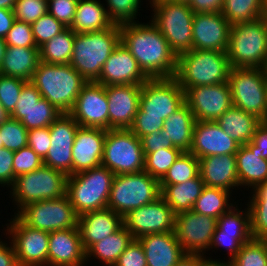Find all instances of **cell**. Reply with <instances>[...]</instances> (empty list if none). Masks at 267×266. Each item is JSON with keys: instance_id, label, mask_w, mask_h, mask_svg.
I'll list each match as a JSON object with an SVG mask.
<instances>
[{"instance_id": "26", "label": "cell", "mask_w": 267, "mask_h": 266, "mask_svg": "<svg viewBox=\"0 0 267 266\" xmlns=\"http://www.w3.org/2000/svg\"><path fill=\"white\" fill-rule=\"evenodd\" d=\"M85 261L78 226L49 232L48 266H83Z\"/></svg>"}, {"instance_id": "10", "label": "cell", "mask_w": 267, "mask_h": 266, "mask_svg": "<svg viewBox=\"0 0 267 266\" xmlns=\"http://www.w3.org/2000/svg\"><path fill=\"white\" fill-rule=\"evenodd\" d=\"M228 82L233 106L267 122V77L264 68H231Z\"/></svg>"}, {"instance_id": "12", "label": "cell", "mask_w": 267, "mask_h": 266, "mask_svg": "<svg viewBox=\"0 0 267 266\" xmlns=\"http://www.w3.org/2000/svg\"><path fill=\"white\" fill-rule=\"evenodd\" d=\"M15 215L26 225L53 232L77 227L78 215L67 194L62 197L29 203Z\"/></svg>"}, {"instance_id": "63", "label": "cell", "mask_w": 267, "mask_h": 266, "mask_svg": "<svg viewBox=\"0 0 267 266\" xmlns=\"http://www.w3.org/2000/svg\"><path fill=\"white\" fill-rule=\"evenodd\" d=\"M204 254H191L186 253L184 256L177 262L176 266H203L206 257Z\"/></svg>"}, {"instance_id": "68", "label": "cell", "mask_w": 267, "mask_h": 266, "mask_svg": "<svg viewBox=\"0 0 267 266\" xmlns=\"http://www.w3.org/2000/svg\"><path fill=\"white\" fill-rule=\"evenodd\" d=\"M262 19L264 22L267 24V0H264L263 3V14H262Z\"/></svg>"}, {"instance_id": "64", "label": "cell", "mask_w": 267, "mask_h": 266, "mask_svg": "<svg viewBox=\"0 0 267 266\" xmlns=\"http://www.w3.org/2000/svg\"><path fill=\"white\" fill-rule=\"evenodd\" d=\"M203 266H233V265L229 261H227V262L222 261L221 262L219 260L217 261V259L216 260L215 259L214 260L207 259Z\"/></svg>"}, {"instance_id": "1", "label": "cell", "mask_w": 267, "mask_h": 266, "mask_svg": "<svg viewBox=\"0 0 267 266\" xmlns=\"http://www.w3.org/2000/svg\"><path fill=\"white\" fill-rule=\"evenodd\" d=\"M119 27L121 43L149 79L175 77L178 57L151 22L125 23Z\"/></svg>"}, {"instance_id": "69", "label": "cell", "mask_w": 267, "mask_h": 266, "mask_svg": "<svg viewBox=\"0 0 267 266\" xmlns=\"http://www.w3.org/2000/svg\"><path fill=\"white\" fill-rule=\"evenodd\" d=\"M264 70H265V74H266V77H267V61H266V64L264 66Z\"/></svg>"}, {"instance_id": "43", "label": "cell", "mask_w": 267, "mask_h": 266, "mask_svg": "<svg viewBox=\"0 0 267 266\" xmlns=\"http://www.w3.org/2000/svg\"><path fill=\"white\" fill-rule=\"evenodd\" d=\"M181 153L179 148H164L152 153H144V171L160 181Z\"/></svg>"}, {"instance_id": "2", "label": "cell", "mask_w": 267, "mask_h": 266, "mask_svg": "<svg viewBox=\"0 0 267 266\" xmlns=\"http://www.w3.org/2000/svg\"><path fill=\"white\" fill-rule=\"evenodd\" d=\"M30 82L61 113H69L87 81L70 64L39 62Z\"/></svg>"}, {"instance_id": "11", "label": "cell", "mask_w": 267, "mask_h": 266, "mask_svg": "<svg viewBox=\"0 0 267 266\" xmlns=\"http://www.w3.org/2000/svg\"><path fill=\"white\" fill-rule=\"evenodd\" d=\"M101 165L115 175L144 171L141 140L130 129L106 130Z\"/></svg>"}, {"instance_id": "56", "label": "cell", "mask_w": 267, "mask_h": 266, "mask_svg": "<svg viewBox=\"0 0 267 266\" xmlns=\"http://www.w3.org/2000/svg\"><path fill=\"white\" fill-rule=\"evenodd\" d=\"M14 151L0 148V185L10 187L14 184L13 173Z\"/></svg>"}, {"instance_id": "42", "label": "cell", "mask_w": 267, "mask_h": 266, "mask_svg": "<svg viewBox=\"0 0 267 266\" xmlns=\"http://www.w3.org/2000/svg\"><path fill=\"white\" fill-rule=\"evenodd\" d=\"M199 174V159L190 152H182L159 181L160 185L181 184Z\"/></svg>"}, {"instance_id": "70", "label": "cell", "mask_w": 267, "mask_h": 266, "mask_svg": "<svg viewBox=\"0 0 267 266\" xmlns=\"http://www.w3.org/2000/svg\"><path fill=\"white\" fill-rule=\"evenodd\" d=\"M172 1L188 2L189 0H172Z\"/></svg>"}, {"instance_id": "34", "label": "cell", "mask_w": 267, "mask_h": 266, "mask_svg": "<svg viewBox=\"0 0 267 266\" xmlns=\"http://www.w3.org/2000/svg\"><path fill=\"white\" fill-rule=\"evenodd\" d=\"M100 0H78L73 24L75 33L105 30L114 23L109 19L105 6Z\"/></svg>"}, {"instance_id": "18", "label": "cell", "mask_w": 267, "mask_h": 266, "mask_svg": "<svg viewBox=\"0 0 267 266\" xmlns=\"http://www.w3.org/2000/svg\"><path fill=\"white\" fill-rule=\"evenodd\" d=\"M108 110L106 86L92 81L84 85L69 114L81 127L109 130Z\"/></svg>"}, {"instance_id": "13", "label": "cell", "mask_w": 267, "mask_h": 266, "mask_svg": "<svg viewBox=\"0 0 267 266\" xmlns=\"http://www.w3.org/2000/svg\"><path fill=\"white\" fill-rule=\"evenodd\" d=\"M185 102V91L175 78L148 79L142 84L139 109L135 117L164 121Z\"/></svg>"}, {"instance_id": "45", "label": "cell", "mask_w": 267, "mask_h": 266, "mask_svg": "<svg viewBox=\"0 0 267 266\" xmlns=\"http://www.w3.org/2000/svg\"><path fill=\"white\" fill-rule=\"evenodd\" d=\"M0 138L3 147L11 151L28 146V130L20 121L11 117L0 126Z\"/></svg>"}, {"instance_id": "14", "label": "cell", "mask_w": 267, "mask_h": 266, "mask_svg": "<svg viewBox=\"0 0 267 266\" xmlns=\"http://www.w3.org/2000/svg\"><path fill=\"white\" fill-rule=\"evenodd\" d=\"M7 226L19 266H48L49 232L24 224L16 215Z\"/></svg>"}, {"instance_id": "44", "label": "cell", "mask_w": 267, "mask_h": 266, "mask_svg": "<svg viewBox=\"0 0 267 266\" xmlns=\"http://www.w3.org/2000/svg\"><path fill=\"white\" fill-rule=\"evenodd\" d=\"M231 264L233 266H267V241L252 238L244 243Z\"/></svg>"}, {"instance_id": "47", "label": "cell", "mask_w": 267, "mask_h": 266, "mask_svg": "<svg viewBox=\"0 0 267 266\" xmlns=\"http://www.w3.org/2000/svg\"><path fill=\"white\" fill-rule=\"evenodd\" d=\"M26 80L0 74V103L10 115L17 104Z\"/></svg>"}, {"instance_id": "27", "label": "cell", "mask_w": 267, "mask_h": 266, "mask_svg": "<svg viewBox=\"0 0 267 266\" xmlns=\"http://www.w3.org/2000/svg\"><path fill=\"white\" fill-rule=\"evenodd\" d=\"M85 252L123 226V217L110 208L83 213L77 223Z\"/></svg>"}, {"instance_id": "4", "label": "cell", "mask_w": 267, "mask_h": 266, "mask_svg": "<svg viewBox=\"0 0 267 266\" xmlns=\"http://www.w3.org/2000/svg\"><path fill=\"white\" fill-rule=\"evenodd\" d=\"M230 70L227 52L192 49L178 56L174 78L185 91L189 87L227 82Z\"/></svg>"}, {"instance_id": "62", "label": "cell", "mask_w": 267, "mask_h": 266, "mask_svg": "<svg viewBox=\"0 0 267 266\" xmlns=\"http://www.w3.org/2000/svg\"><path fill=\"white\" fill-rule=\"evenodd\" d=\"M15 21L13 10L0 9V38L5 39Z\"/></svg>"}, {"instance_id": "16", "label": "cell", "mask_w": 267, "mask_h": 266, "mask_svg": "<svg viewBox=\"0 0 267 266\" xmlns=\"http://www.w3.org/2000/svg\"><path fill=\"white\" fill-rule=\"evenodd\" d=\"M185 102L196 121H216L233 106L229 82L189 87Z\"/></svg>"}, {"instance_id": "30", "label": "cell", "mask_w": 267, "mask_h": 266, "mask_svg": "<svg viewBox=\"0 0 267 266\" xmlns=\"http://www.w3.org/2000/svg\"><path fill=\"white\" fill-rule=\"evenodd\" d=\"M239 186L254 189L258 184L267 182V159L257 151L252 142L239 146L235 154Z\"/></svg>"}, {"instance_id": "31", "label": "cell", "mask_w": 267, "mask_h": 266, "mask_svg": "<svg viewBox=\"0 0 267 266\" xmlns=\"http://www.w3.org/2000/svg\"><path fill=\"white\" fill-rule=\"evenodd\" d=\"M196 119L186 102L164 121L162 134L182 152H189L193 141Z\"/></svg>"}, {"instance_id": "32", "label": "cell", "mask_w": 267, "mask_h": 266, "mask_svg": "<svg viewBox=\"0 0 267 266\" xmlns=\"http://www.w3.org/2000/svg\"><path fill=\"white\" fill-rule=\"evenodd\" d=\"M39 62V47L7 46L0 74L30 81Z\"/></svg>"}, {"instance_id": "48", "label": "cell", "mask_w": 267, "mask_h": 266, "mask_svg": "<svg viewBox=\"0 0 267 266\" xmlns=\"http://www.w3.org/2000/svg\"><path fill=\"white\" fill-rule=\"evenodd\" d=\"M31 27L37 47H40L67 28L48 12L32 23Z\"/></svg>"}, {"instance_id": "8", "label": "cell", "mask_w": 267, "mask_h": 266, "mask_svg": "<svg viewBox=\"0 0 267 266\" xmlns=\"http://www.w3.org/2000/svg\"><path fill=\"white\" fill-rule=\"evenodd\" d=\"M160 196L159 180L145 171L115 175L107 208L123 217L129 211L147 205Z\"/></svg>"}, {"instance_id": "20", "label": "cell", "mask_w": 267, "mask_h": 266, "mask_svg": "<svg viewBox=\"0 0 267 266\" xmlns=\"http://www.w3.org/2000/svg\"><path fill=\"white\" fill-rule=\"evenodd\" d=\"M240 211L233 206L227 213L217 219V226L212 236L210 249L225 246L229 251L231 262L241 250L244 243L251 240L250 211ZM244 216V217H243Z\"/></svg>"}, {"instance_id": "19", "label": "cell", "mask_w": 267, "mask_h": 266, "mask_svg": "<svg viewBox=\"0 0 267 266\" xmlns=\"http://www.w3.org/2000/svg\"><path fill=\"white\" fill-rule=\"evenodd\" d=\"M79 125L69 113H62L50 126L51 146L43 165L72 175V148Z\"/></svg>"}, {"instance_id": "60", "label": "cell", "mask_w": 267, "mask_h": 266, "mask_svg": "<svg viewBox=\"0 0 267 266\" xmlns=\"http://www.w3.org/2000/svg\"><path fill=\"white\" fill-rule=\"evenodd\" d=\"M252 142L257 146V151L262 153V158L267 159V122L262 121L255 129Z\"/></svg>"}, {"instance_id": "22", "label": "cell", "mask_w": 267, "mask_h": 266, "mask_svg": "<svg viewBox=\"0 0 267 266\" xmlns=\"http://www.w3.org/2000/svg\"><path fill=\"white\" fill-rule=\"evenodd\" d=\"M141 84L108 85L109 129H129L139 109Z\"/></svg>"}, {"instance_id": "6", "label": "cell", "mask_w": 267, "mask_h": 266, "mask_svg": "<svg viewBox=\"0 0 267 266\" xmlns=\"http://www.w3.org/2000/svg\"><path fill=\"white\" fill-rule=\"evenodd\" d=\"M226 52L231 68H264L267 61V24L264 20L231 25Z\"/></svg>"}, {"instance_id": "33", "label": "cell", "mask_w": 267, "mask_h": 266, "mask_svg": "<svg viewBox=\"0 0 267 266\" xmlns=\"http://www.w3.org/2000/svg\"><path fill=\"white\" fill-rule=\"evenodd\" d=\"M216 122L240 146L252 141L256 127L262 122L256 116L232 106Z\"/></svg>"}, {"instance_id": "50", "label": "cell", "mask_w": 267, "mask_h": 266, "mask_svg": "<svg viewBox=\"0 0 267 266\" xmlns=\"http://www.w3.org/2000/svg\"><path fill=\"white\" fill-rule=\"evenodd\" d=\"M43 165V160L32 150L26 146L20 150L14 151L13 157V173L14 181L19 175L35 171Z\"/></svg>"}, {"instance_id": "71", "label": "cell", "mask_w": 267, "mask_h": 266, "mask_svg": "<svg viewBox=\"0 0 267 266\" xmlns=\"http://www.w3.org/2000/svg\"><path fill=\"white\" fill-rule=\"evenodd\" d=\"M3 147V142H1V138H0V148Z\"/></svg>"}, {"instance_id": "28", "label": "cell", "mask_w": 267, "mask_h": 266, "mask_svg": "<svg viewBox=\"0 0 267 266\" xmlns=\"http://www.w3.org/2000/svg\"><path fill=\"white\" fill-rule=\"evenodd\" d=\"M199 175L208 187L227 191L239 187L235 154L213 155L199 159Z\"/></svg>"}, {"instance_id": "55", "label": "cell", "mask_w": 267, "mask_h": 266, "mask_svg": "<svg viewBox=\"0 0 267 266\" xmlns=\"http://www.w3.org/2000/svg\"><path fill=\"white\" fill-rule=\"evenodd\" d=\"M164 120L153 117H134L133 123L129 128L139 139L142 136L150 134L154 131H161Z\"/></svg>"}, {"instance_id": "29", "label": "cell", "mask_w": 267, "mask_h": 266, "mask_svg": "<svg viewBox=\"0 0 267 266\" xmlns=\"http://www.w3.org/2000/svg\"><path fill=\"white\" fill-rule=\"evenodd\" d=\"M137 240L143 247L147 266H176L186 254L174 231L148 234Z\"/></svg>"}, {"instance_id": "3", "label": "cell", "mask_w": 267, "mask_h": 266, "mask_svg": "<svg viewBox=\"0 0 267 266\" xmlns=\"http://www.w3.org/2000/svg\"><path fill=\"white\" fill-rule=\"evenodd\" d=\"M120 42V27L117 24L101 31L75 33L70 65L87 82L96 81L105 61Z\"/></svg>"}, {"instance_id": "59", "label": "cell", "mask_w": 267, "mask_h": 266, "mask_svg": "<svg viewBox=\"0 0 267 266\" xmlns=\"http://www.w3.org/2000/svg\"><path fill=\"white\" fill-rule=\"evenodd\" d=\"M188 5L194 13L221 12L224 0H189Z\"/></svg>"}, {"instance_id": "36", "label": "cell", "mask_w": 267, "mask_h": 266, "mask_svg": "<svg viewBox=\"0 0 267 266\" xmlns=\"http://www.w3.org/2000/svg\"><path fill=\"white\" fill-rule=\"evenodd\" d=\"M133 241L131 233L123 225L114 234L109 235L101 241L93 244L86 251V261L93 256L107 266H114L118 257L124 252L127 246ZM89 258V259H88Z\"/></svg>"}, {"instance_id": "23", "label": "cell", "mask_w": 267, "mask_h": 266, "mask_svg": "<svg viewBox=\"0 0 267 266\" xmlns=\"http://www.w3.org/2000/svg\"><path fill=\"white\" fill-rule=\"evenodd\" d=\"M148 79L130 51L120 42L105 61L101 74L95 82L104 86L142 85Z\"/></svg>"}, {"instance_id": "39", "label": "cell", "mask_w": 267, "mask_h": 266, "mask_svg": "<svg viewBox=\"0 0 267 266\" xmlns=\"http://www.w3.org/2000/svg\"><path fill=\"white\" fill-rule=\"evenodd\" d=\"M231 193L224 189L205 186L195 201L192 211L218 219L234 206L229 202Z\"/></svg>"}, {"instance_id": "9", "label": "cell", "mask_w": 267, "mask_h": 266, "mask_svg": "<svg viewBox=\"0 0 267 266\" xmlns=\"http://www.w3.org/2000/svg\"><path fill=\"white\" fill-rule=\"evenodd\" d=\"M67 177L63 172L45 165L35 171L17 176L14 184L10 187V193L18 211L32 202L64 196Z\"/></svg>"}, {"instance_id": "21", "label": "cell", "mask_w": 267, "mask_h": 266, "mask_svg": "<svg viewBox=\"0 0 267 266\" xmlns=\"http://www.w3.org/2000/svg\"><path fill=\"white\" fill-rule=\"evenodd\" d=\"M231 24L221 12L194 13L192 49L227 51Z\"/></svg>"}, {"instance_id": "53", "label": "cell", "mask_w": 267, "mask_h": 266, "mask_svg": "<svg viewBox=\"0 0 267 266\" xmlns=\"http://www.w3.org/2000/svg\"><path fill=\"white\" fill-rule=\"evenodd\" d=\"M114 266H147V260L141 243L137 239H133L118 257Z\"/></svg>"}, {"instance_id": "25", "label": "cell", "mask_w": 267, "mask_h": 266, "mask_svg": "<svg viewBox=\"0 0 267 266\" xmlns=\"http://www.w3.org/2000/svg\"><path fill=\"white\" fill-rule=\"evenodd\" d=\"M106 130L78 127L72 148V175L101 166Z\"/></svg>"}, {"instance_id": "41", "label": "cell", "mask_w": 267, "mask_h": 266, "mask_svg": "<svg viewBox=\"0 0 267 266\" xmlns=\"http://www.w3.org/2000/svg\"><path fill=\"white\" fill-rule=\"evenodd\" d=\"M264 0H224L222 15L231 24L262 18Z\"/></svg>"}, {"instance_id": "61", "label": "cell", "mask_w": 267, "mask_h": 266, "mask_svg": "<svg viewBox=\"0 0 267 266\" xmlns=\"http://www.w3.org/2000/svg\"><path fill=\"white\" fill-rule=\"evenodd\" d=\"M10 242V247L7 243L0 241V266H19L15 248ZM8 245V246H7Z\"/></svg>"}, {"instance_id": "38", "label": "cell", "mask_w": 267, "mask_h": 266, "mask_svg": "<svg viewBox=\"0 0 267 266\" xmlns=\"http://www.w3.org/2000/svg\"><path fill=\"white\" fill-rule=\"evenodd\" d=\"M62 113L43 97L29 109L14 110L10 117L18 120L29 131L49 127Z\"/></svg>"}, {"instance_id": "57", "label": "cell", "mask_w": 267, "mask_h": 266, "mask_svg": "<svg viewBox=\"0 0 267 266\" xmlns=\"http://www.w3.org/2000/svg\"><path fill=\"white\" fill-rule=\"evenodd\" d=\"M144 153H152L164 148H176L161 131H154L140 138Z\"/></svg>"}, {"instance_id": "15", "label": "cell", "mask_w": 267, "mask_h": 266, "mask_svg": "<svg viewBox=\"0 0 267 266\" xmlns=\"http://www.w3.org/2000/svg\"><path fill=\"white\" fill-rule=\"evenodd\" d=\"M175 214L165 199L160 196L155 201L129 211L123 216V225L133 239L148 234L174 231Z\"/></svg>"}, {"instance_id": "37", "label": "cell", "mask_w": 267, "mask_h": 266, "mask_svg": "<svg viewBox=\"0 0 267 266\" xmlns=\"http://www.w3.org/2000/svg\"><path fill=\"white\" fill-rule=\"evenodd\" d=\"M75 32L71 28L54 36L39 47L40 61L47 64H70Z\"/></svg>"}, {"instance_id": "54", "label": "cell", "mask_w": 267, "mask_h": 266, "mask_svg": "<svg viewBox=\"0 0 267 266\" xmlns=\"http://www.w3.org/2000/svg\"><path fill=\"white\" fill-rule=\"evenodd\" d=\"M28 146L43 160L51 146L49 127L29 130Z\"/></svg>"}, {"instance_id": "66", "label": "cell", "mask_w": 267, "mask_h": 266, "mask_svg": "<svg viewBox=\"0 0 267 266\" xmlns=\"http://www.w3.org/2000/svg\"><path fill=\"white\" fill-rule=\"evenodd\" d=\"M10 115L8 112L3 108L2 104L0 103V126L8 119Z\"/></svg>"}, {"instance_id": "65", "label": "cell", "mask_w": 267, "mask_h": 266, "mask_svg": "<svg viewBox=\"0 0 267 266\" xmlns=\"http://www.w3.org/2000/svg\"><path fill=\"white\" fill-rule=\"evenodd\" d=\"M17 0H0V9L13 10Z\"/></svg>"}, {"instance_id": "7", "label": "cell", "mask_w": 267, "mask_h": 266, "mask_svg": "<svg viewBox=\"0 0 267 266\" xmlns=\"http://www.w3.org/2000/svg\"><path fill=\"white\" fill-rule=\"evenodd\" d=\"M114 176L101 165L67 177L66 194L78 216L107 208Z\"/></svg>"}, {"instance_id": "40", "label": "cell", "mask_w": 267, "mask_h": 266, "mask_svg": "<svg viewBox=\"0 0 267 266\" xmlns=\"http://www.w3.org/2000/svg\"><path fill=\"white\" fill-rule=\"evenodd\" d=\"M247 206L250 211L251 233L255 239L267 238V182L252 189Z\"/></svg>"}, {"instance_id": "46", "label": "cell", "mask_w": 267, "mask_h": 266, "mask_svg": "<svg viewBox=\"0 0 267 266\" xmlns=\"http://www.w3.org/2000/svg\"><path fill=\"white\" fill-rule=\"evenodd\" d=\"M107 15L117 25L136 22L141 0H105ZM109 8V9H108Z\"/></svg>"}, {"instance_id": "35", "label": "cell", "mask_w": 267, "mask_h": 266, "mask_svg": "<svg viewBox=\"0 0 267 266\" xmlns=\"http://www.w3.org/2000/svg\"><path fill=\"white\" fill-rule=\"evenodd\" d=\"M205 184L198 174L195 178L181 184L160 185L161 196L176 215L191 211Z\"/></svg>"}, {"instance_id": "51", "label": "cell", "mask_w": 267, "mask_h": 266, "mask_svg": "<svg viewBox=\"0 0 267 266\" xmlns=\"http://www.w3.org/2000/svg\"><path fill=\"white\" fill-rule=\"evenodd\" d=\"M7 46L18 47H37L31 24L15 20L12 28L8 31L5 37Z\"/></svg>"}, {"instance_id": "52", "label": "cell", "mask_w": 267, "mask_h": 266, "mask_svg": "<svg viewBox=\"0 0 267 266\" xmlns=\"http://www.w3.org/2000/svg\"><path fill=\"white\" fill-rule=\"evenodd\" d=\"M78 0H47L48 13L67 28L73 24Z\"/></svg>"}, {"instance_id": "24", "label": "cell", "mask_w": 267, "mask_h": 266, "mask_svg": "<svg viewBox=\"0 0 267 266\" xmlns=\"http://www.w3.org/2000/svg\"><path fill=\"white\" fill-rule=\"evenodd\" d=\"M239 146L216 121H196L189 152L201 159L213 155L236 154Z\"/></svg>"}, {"instance_id": "58", "label": "cell", "mask_w": 267, "mask_h": 266, "mask_svg": "<svg viewBox=\"0 0 267 266\" xmlns=\"http://www.w3.org/2000/svg\"><path fill=\"white\" fill-rule=\"evenodd\" d=\"M41 98L38 89L30 81H27L22 88L14 110L29 109L37 104Z\"/></svg>"}, {"instance_id": "67", "label": "cell", "mask_w": 267, "mask_h": 266, "mask_svg": "<svg viewBox=\"0 0 267 266\" xmlns=\"http://www.w3.org/2000/svg\"><path fill=\"white\" fill-rule=\"evenodd\" d=\"M6 47H7V45L5 43V39L0 38V66L2 64L3 57L5 55Z\"/></svg>"}, {"instance_id": "5", "label": "cell", "mask_w": 267, "mask_h": 266, "mask_svg": "<svg viewBox=\"0 0 267 266\" xmlns=\"http://www.w3.org/2000/svg\"><path fill=\"white\" fill-rule=\"evenodd\" d=\"M154 12L151 23L161 32L178 56L192 50L194 12L188 2L150 0Z\"/></svg>"}, {"instance_id": "17", "label": "cell", "mask_w": 267, "mask_h": 266, "mask_svg": "<svg viewBox=\"0 0 267 266\" xmlns=\"http://www.w3.org/2000/svg\"><path fill=\"white\" fill-rule=\"evenodd\" d=\"M216 226V218L185 211L175 216L174 234L185 253L204 254L210 249Z\"/></svg>"}, {"instance_id": "49", "label": "cell", "mask_w": 267, "mask_h": 266, "mask_svg": "<svg viewBox=\"0 0 267 266\" xmlns=\"http://www.w3.org/2000/svg\"><path fill=\"white\" fill-rule=\"evenodd\" d=\"M48 12L47 0H17L13 13L15 20L32 24Z\"/></svg>"}]
</instances>
